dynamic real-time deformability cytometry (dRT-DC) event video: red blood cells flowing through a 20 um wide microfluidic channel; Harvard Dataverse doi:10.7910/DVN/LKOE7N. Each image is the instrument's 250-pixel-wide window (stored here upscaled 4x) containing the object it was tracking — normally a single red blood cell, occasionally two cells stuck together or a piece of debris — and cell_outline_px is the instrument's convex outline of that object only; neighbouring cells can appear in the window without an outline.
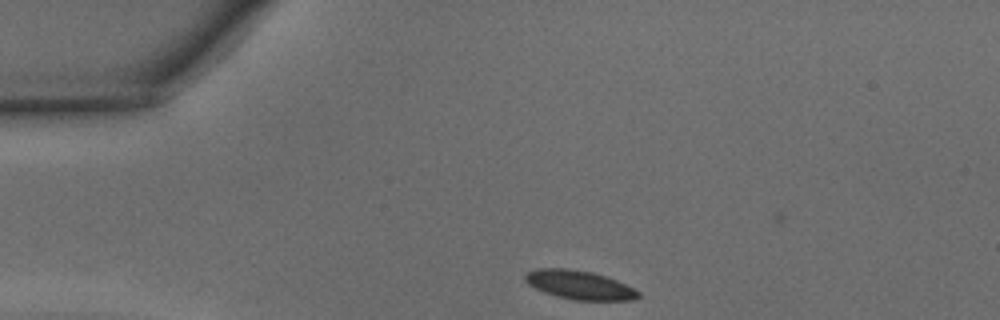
{"species": "common noctule bat (a hibernating species)", "species_latin": "Nyctalus noctula", "temperature_condition": "warm", "stored_images_in_passage": 28, "camera_frame_rate_fps": 3000, "um_per_image_px": 0.085, "animal": {"sex": "male", "body_mass_g": 15.6}, "frame": {"image": 1, "passage_image": 1, "time_ms": 0.0, "image_size_px": [1000, 320], "cell_outline_px": [[640, 296], [632, 300], [576, 300], [556, 296], [544, 292], [528, 284], [524, 280], [524, 276], [528, 272], [536, 268], [568, 268], [592, 272], [616, 280], [640, 292]], "centroid_in_image_um": [49.22, 24.21], "position_along_channel_um": 35.8, "area_um2": 18.84}}
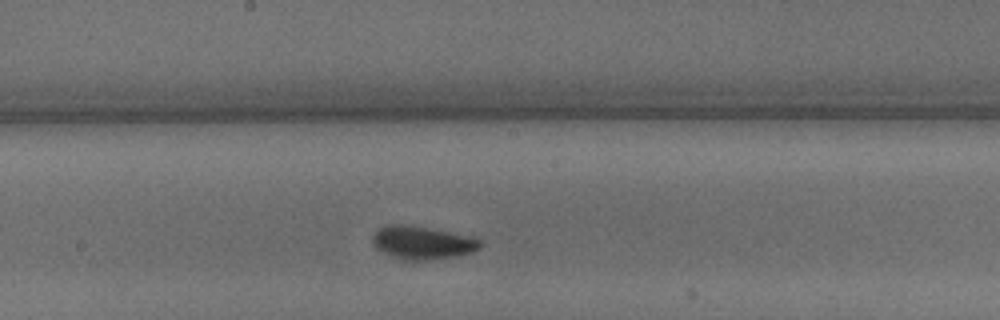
{"frame": {"image": 2, "passage_image": 16, "time_ms": 5.0, "image_size_px": [1000, 320], "cell_outline_px": [[484, 244], [480, 248], [472, 252], [456, 256], [432, 260], [400, 260], [376, 248], [372, 240], [372, 236], [376, 228], [388, 224], [400, 224], [432, 228], [472, 236], [480, 240]], "centroid_in_image_um": [35.91, 20.62], "position_along_channel_um": 212.3, "area_um2": 21.1}}
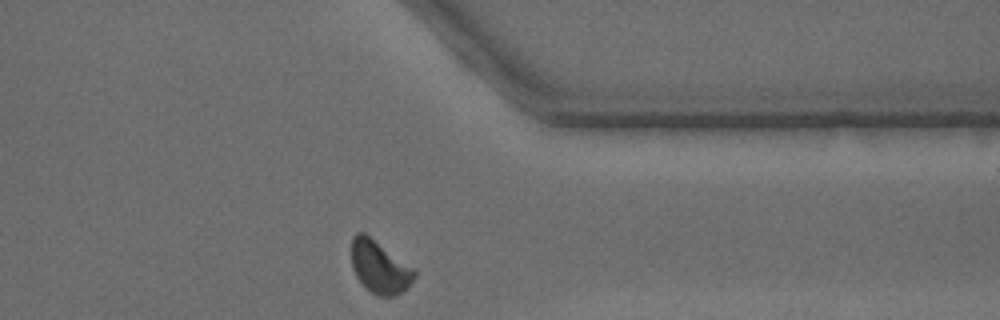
{"frame": {"image": 3, "passage_image": 28, "time_ms": 9.0, "image_size_px": [1000, 320], "cell_outline_px": [[416, 276], [396, 296], [376, 296], [356, 276], [352, 268], [352, 236], [356, 232], [364, 232], [416, 268]], "centroid_in_image_um": [32.28, 22.66], "position_along_channel_um": 379.1, "area_um2": 19.19}, "authors_computed_cell_mechanics": {"area_um2": 19.5653, "velocity_mm_per_s": 4.3284, "shape_relaxation_time_tau1_ms": 2.0912, "shape_relaxation_time_tau2_ms": 2.5208, "deformation_change_tau1": 0.0781, "deformation_change_tau2": 0.0741}}